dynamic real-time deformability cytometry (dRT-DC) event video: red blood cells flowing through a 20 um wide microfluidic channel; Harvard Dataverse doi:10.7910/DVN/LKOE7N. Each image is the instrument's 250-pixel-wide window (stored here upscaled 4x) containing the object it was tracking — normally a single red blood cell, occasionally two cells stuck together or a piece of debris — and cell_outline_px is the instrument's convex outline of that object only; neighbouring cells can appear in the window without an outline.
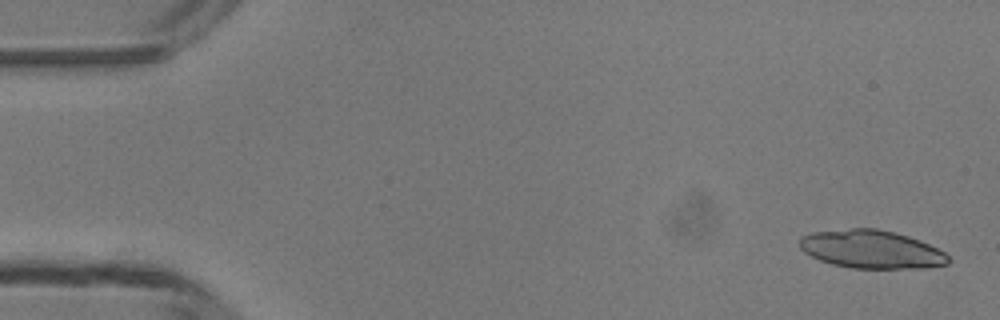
{"species": "common noctule bat (a hibernating species)", "species_latin": "Nyctalus noctula", "temperature_condition": "room temperature", "stored_images_in_passage": 6, "camera_frame_rate_fps": 3000, "um_per_image_px": 0.085, "animal": {"sex": "male", "body_mass_g": 13.3}, "frame": {"image": 1, "passage_image": 1, "time_ms": 0.0, "image_size_px": [1000, 320], "cell_outline_px": [[952, 260], [948, 264], [928, 268], [852, 268], [832, 264], [820, 260], [804, 252], [800, 248], [800, 236], [812, 232], [852, 228], [876, 228], [908, 236], [920, 240], [944, 252]], "centroid_in_image_um": [74.08, 21.19], "position_along_channel_um": 10.9, "area_um2": 33.12}}
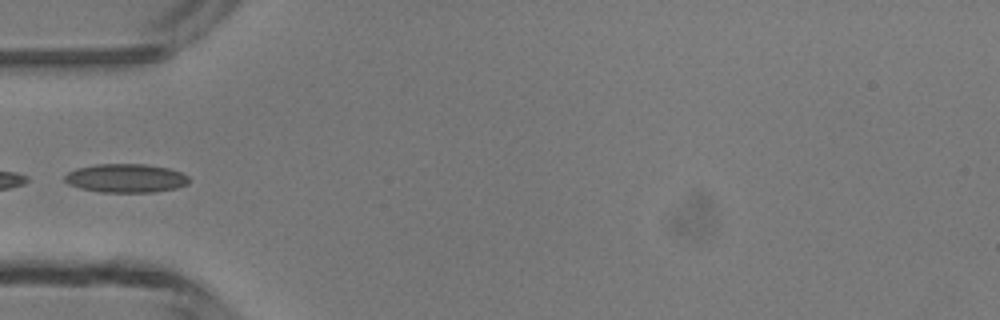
{"frame": {"image": 2, "passage_image": 5, "time_ms": 4.667, "image_size_px": [1000, 320], "cell_outline_px": [[188, 184], [176, 188], [152, 192], [100, 192], [80, 188], [68, 184], [64, 180], [64, 176], [68, 172], [76, 168], [96, 164], [148, 164], [168, 168], [180, 172], [188, 176]], "centroid_in_image_um": [10.68, 15.14], "position_along_channel_um": 74.3, "area_um2": 20.81}}
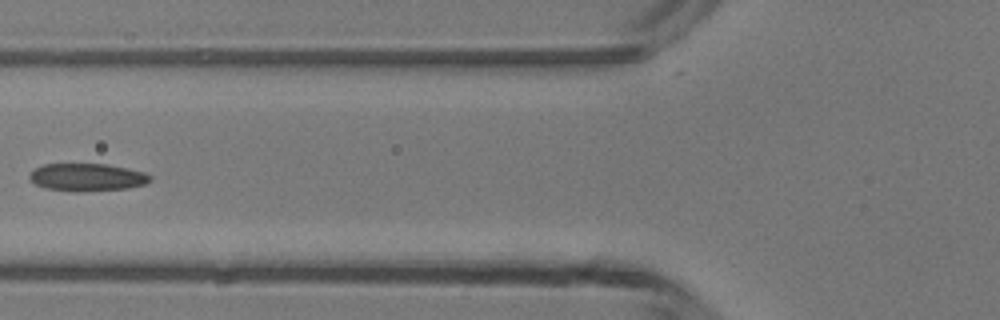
{"frame": {"image": 3, "passage_image": 6, "time_ms": 5.667, "image_size_px": [1000, 320], "cell_outline_px": [[152, 180], [144, 184], [128, 188], [80, 192], [72, 192], [44, 188], [36, 184], [28, 176], [36, 168], [44, 164], [108, 164], [128, 168], [144, 172], [152, 176]], "centroid_in_image_um": [7.43, 15.07], "position_along_channel_um": 118.4, "area_um2": 19.54}}